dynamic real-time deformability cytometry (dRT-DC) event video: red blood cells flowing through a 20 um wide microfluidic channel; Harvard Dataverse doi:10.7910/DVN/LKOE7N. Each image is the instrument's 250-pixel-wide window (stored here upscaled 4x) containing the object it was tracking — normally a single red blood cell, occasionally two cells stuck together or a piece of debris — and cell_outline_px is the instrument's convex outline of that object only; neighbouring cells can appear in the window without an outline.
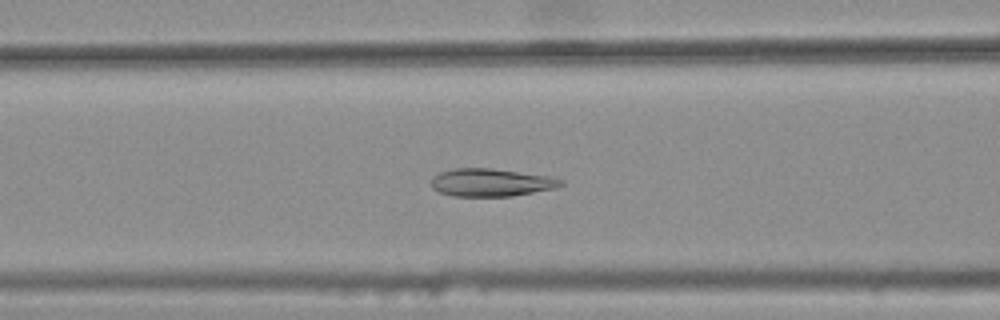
{"species": "common noctule bat (a hibernating species)", "species_latin": "Nyctalus noctula", "temperature_condition": "warm", "stored_images_in_passage": 32, "camera_frame_rate_fps": 3000, "um_per_image_px": 0.085, "animal": {"sex": "female", "body_mass_g": 25.1}, "frame": {"image": 1, "passage_image": 9, "time_ms": 2.667, "image_size_px": [1000, 320], "cell_outline_px": [[564, 184], [556, 188], [512, 196], [452, 196], [440, 192], [432, 188], [432, 176], [440, 172], [452, 168], [492, 168], [552, 176], [564, 180]], "centroid_in_image_um": [41.77, 15.5], "position_along_channel_um": 124.8, "area_um2": 21.21}}
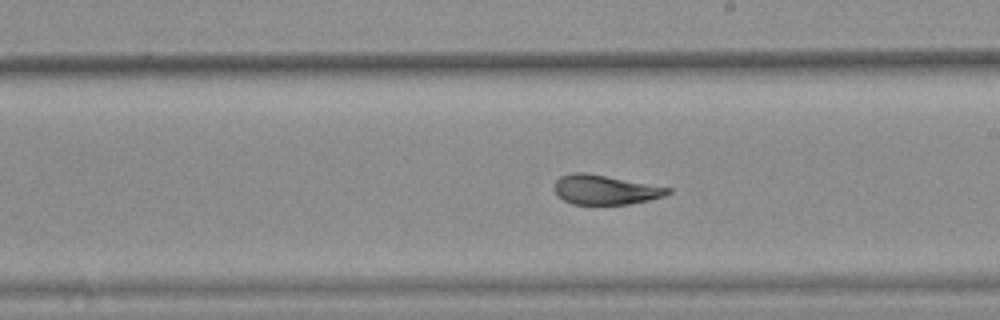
{"frame": {"image": 2, "passage_image": 18, "time_ms": 5.667, "image_size_px": [1000, 320], "cell_outline_px": [[672, 192], [664, 196], [648, 200], [628, 204], [572, 204], [564, 200], [552, 188], [552, 184], [560, 176], [572, 172], [584, 172], [672, 188]], "centroid_in_image_um": [51.41, 16.12], "position_along_channel_um": 237.6, "area_um2": 19.48}}
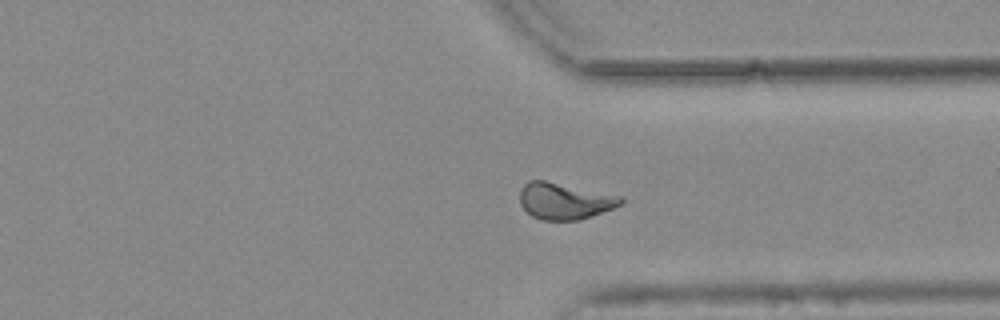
{"frame": {"image": 3, "passage_image": 28, "time_ms": 9.0, "image_size_px": [1000, 320], "cell_outline_px": [[624, 200], [620, 204], [612, 208], [580, 220], [540, 220], [532, 216], [520, 204], [520, 188], [528, 180], [544, 180], [624, 196]], "centroid_in_image_um": [47.98, 17.07], "position_along_channel_um": 363.4, "area_um2": 21.5}, "authors_computed_cell_mechanics": {"area_um2": 20.7502, "velocity_mm_per_s": 3.7713, "shape_relaxation_time_tau1_ms": null, "shape_relaxation_time_tau2_ms": 1.0943, "deformation_change_tau1": null, "deformation_change_tau2": 0.0595}}